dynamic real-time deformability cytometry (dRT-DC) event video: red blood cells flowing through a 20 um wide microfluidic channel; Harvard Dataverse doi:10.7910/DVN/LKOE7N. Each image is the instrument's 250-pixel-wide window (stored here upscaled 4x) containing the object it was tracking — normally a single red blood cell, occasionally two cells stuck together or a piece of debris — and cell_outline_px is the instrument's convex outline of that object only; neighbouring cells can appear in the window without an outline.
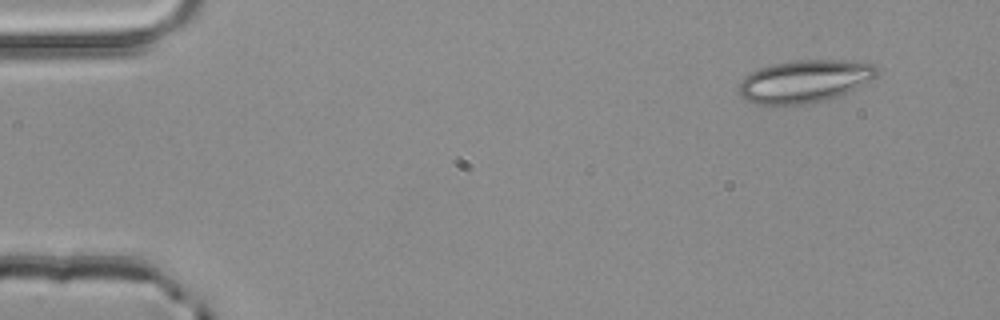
{"species": "common noctule bat (a hibernating species)", "species_latin": "Nyctalus noctula", "temperature_condition": "room temperature", "stored_images_in_passage": 3, "camera_frame_rate_fps": 3000, "um_per_image_px": 0.085, "animal": {"sex": "male", "body_mass_g": 20.4}, "frame": {"image": 1, "passage_image": 1, "time_ms": 0.0, "image_size_px": [1000, 320], "cell_outline_px": [[876, 76], [872, 80], [856, 88], [828, 100], [804, 104], [756, 104], [740, 96], [740, 80], [744, 76], [760, 68], [772, 64], [796, 60], [852, 60], [876, 64]], "centroid_in_image_um": [68.42, 6.89], "position_along_channel_um": 16.6, "area_um2": 34.22}}